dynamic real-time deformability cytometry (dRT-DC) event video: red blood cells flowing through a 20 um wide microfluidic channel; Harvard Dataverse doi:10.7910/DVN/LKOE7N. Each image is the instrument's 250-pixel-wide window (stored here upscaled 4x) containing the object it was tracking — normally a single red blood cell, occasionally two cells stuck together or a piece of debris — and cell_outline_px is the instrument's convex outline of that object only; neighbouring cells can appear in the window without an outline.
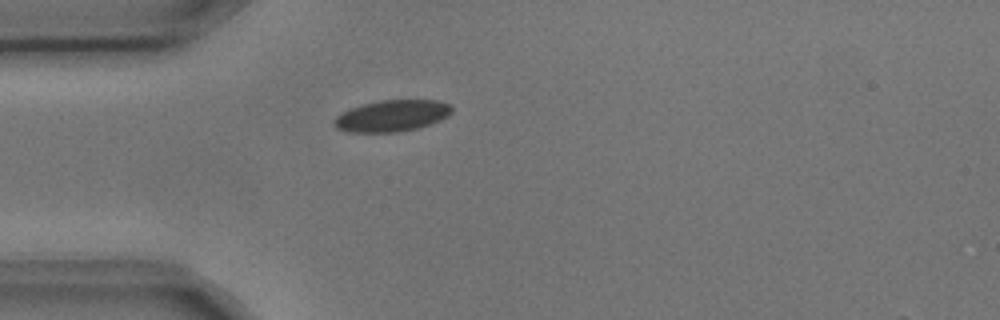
{"species": "common noctule bat (a hibernating species)", "species_latin": "Nyctalus noctula", "temperature_condition": "cold", "stored_images_in_passage": 1, "camera_frame_rate_fps": 3000, "um_per_image_px": 0.085, "animal": {"sex": "male", "body_mass_g": 17.9, "forearm_length_mm": 54.2}, "frame": {"image": 1, "passage_image": 1, "time_ms": 0.0, "image_size_px": [1000, 320], "cell_outline_px": [[452, 112], [448, 116], [440, 120], [416, 128], [396, 132], [344, 132], [336, 128], [332, 124], [332, 120], [336, 116], [352, 108], [364, 104], [380, 100], [436, 100], [452, 104]], "centroid_in_image_um": [33.3, 9.84], "position_along_channel_um": 51.7, "area_um2": 21.56}}